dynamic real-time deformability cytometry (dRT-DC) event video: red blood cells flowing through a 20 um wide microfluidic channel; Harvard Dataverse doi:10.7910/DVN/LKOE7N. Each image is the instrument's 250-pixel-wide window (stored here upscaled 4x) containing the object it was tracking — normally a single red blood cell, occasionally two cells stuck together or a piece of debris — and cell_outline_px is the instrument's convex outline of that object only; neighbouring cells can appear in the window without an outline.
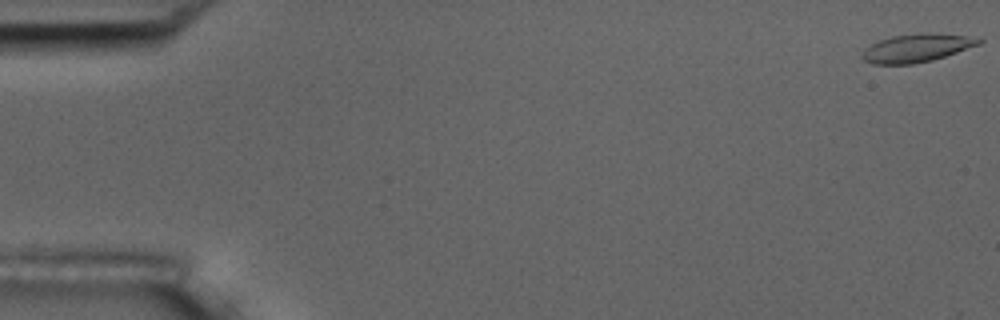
{"species": "common noctule bat (a hibernating species)", "species_latin": "Nyctalus noctula", "temperature_condition": "room temperature", "stored_images_in_passage": 9, "camera_frame_rate_fps": 3000, "um_per_image_px": 0.085, "animal": {"sex": "male", "body_mass_g": 17.5, "forearm_length_mm": 52.3}, "frame": {"image": 1, "passage_image": 1, "time_ms": 0.0, "image_size_px": [1000, 320], "cell_outline_px": [[984, 40], [980, 44], [932, 60], [912, 64], [872, 64], [864, 60], [860, 56], [864, 48], [880, 40], [892, 36], [924, 32], [932, 32], [964, 36]], "centroid_in_image_um": [77.86, 4.08], "position_along_channel_um": 7.1, "area_um2": 19.02}}